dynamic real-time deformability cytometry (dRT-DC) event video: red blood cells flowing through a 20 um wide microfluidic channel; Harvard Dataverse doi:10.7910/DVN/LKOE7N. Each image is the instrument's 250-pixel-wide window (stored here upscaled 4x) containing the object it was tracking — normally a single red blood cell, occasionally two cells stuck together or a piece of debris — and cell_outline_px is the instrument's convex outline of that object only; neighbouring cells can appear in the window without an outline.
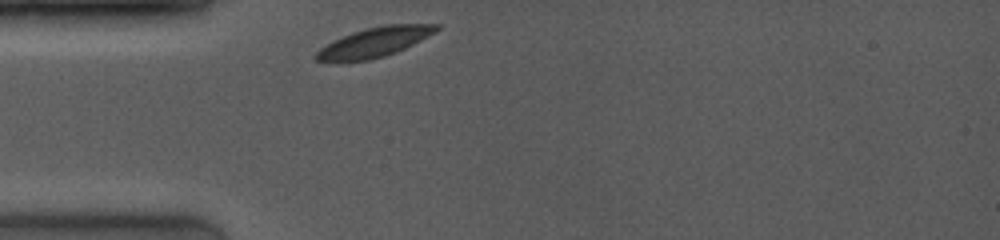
{"species": "common noctule bat (a hibernating species)", "species_latin": "Nyctalus noctula", "temperature_condition": "room temperature", "stored_images_in_passage": 40, "camera_frame_rate_fps": 4000, "um_per_image_px": 0.085, "animal": {"sex": "female", "body_mass_g": 19.0, "forearm_length_mm": 53.3}, "frame": {"image": 1, "passage_image": 1, "time_ms": 0.0, "image_size_px": [1000, 240], "cell_outline_px": [[440, 28], [436, 32], [396, 52], [384, 56], [368, 60], [340, 64], [316, 60], [312, 56], [320, 48], [332, 40], [352, 32], [364, 28], [384, 24], [440, 24]], "centroid_in_image_um": [31.74, 3.61], "position_along_channel_um": 53.3, "area_um2": 21.27}}
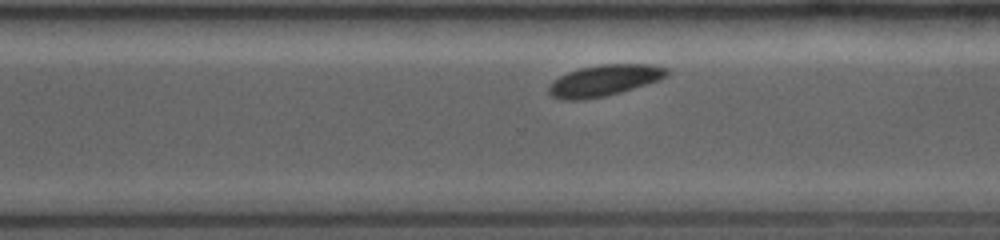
{"frame": {"image": 2, "passage_image": 36, "time_ms": 7.0, "image_size_px": [1000, 240], "cell_outline_px": [[668, 76], [660, 80], [620, 92], [604, 96], [584, 100], [560, 100], [552, 96], [548, 92], [548, 88], [552, 80], [568, 72], [580, 68], [600, 64], [652, 64], [668, 68]], "centroid_in_image_um": [51.35, 6.84], "position_along_channel_um": 319.2, "area_um2": 21.62}}
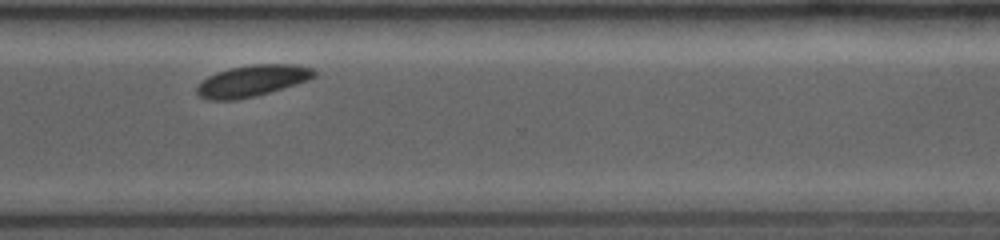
{"frame": {"image": 3, "passage_image": 39, "time_ms": 7.75, "image_size_px": [1000, 240], "cell_outline_px": [[316, 76], [308, 80], [296, 84], [256, 96], [236, 100], [208, 100], [200, 96], [196, 92], [196, 88], [208, 76], [216, 72], [228, 68], [252, 64], [296, 64], [312, 68], [316, 72]], "centroid_in_image_um": [21.44, 6.86], "position_along_channel_um": 349.2, "area_um2": 21.5}}